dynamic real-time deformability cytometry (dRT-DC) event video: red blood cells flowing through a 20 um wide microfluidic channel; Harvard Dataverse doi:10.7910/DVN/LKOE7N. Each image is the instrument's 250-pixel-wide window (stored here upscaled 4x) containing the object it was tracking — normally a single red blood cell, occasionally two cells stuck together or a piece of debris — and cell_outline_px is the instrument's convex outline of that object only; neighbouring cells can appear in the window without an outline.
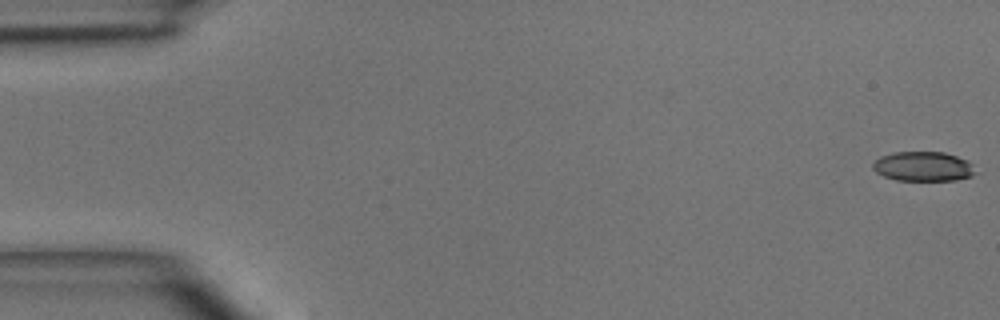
{"species": "common noctule bat (a hibernating species)", "species_latin": "Nyctalus noctula", "temperature_condition": "room temperature", "stored_images_in_passage": 4, "camera_frame_rate_fps": 3000, "um_per_image_px": 0.085, "animal": {"sex": "male", "body_mass_g": 15.6}, "frame": {"image": 1, "passage_image": 1, "time_ms": 0.0, "image_size_px": [1000, 320], "cell_outline_px": [[976, 172], [972, 176], [956, 180], [896, 180], [884, 176], [876, 172], [872, 168], [872, 164], [880, 156], [896, 152], [944, 152], [968, 160], [972, 164]], "centroid_in_image_um": [78.48, 14.14], "position_along_channel_um": 6.5, "area_um2": 17.69}}
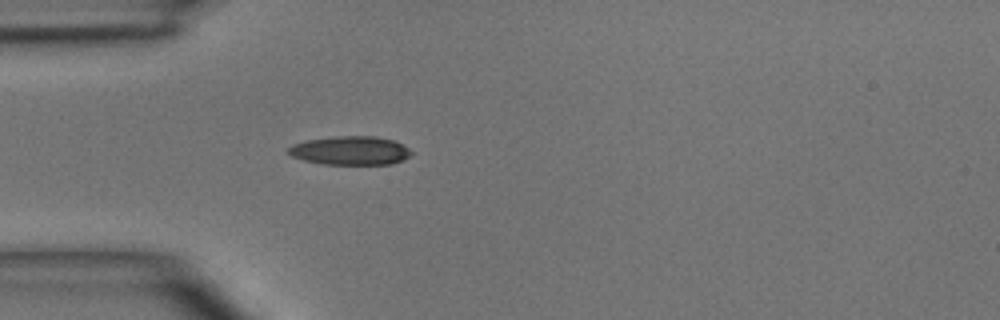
{"frame": {"image": 2, "passage_image": 4, "time_ms": 4.333, "image_size_px": [1000, 320], "cell_outline_px": [[412, 152], [404, 160], [392, 164], [324, 164], [304, 160], [292, 156], [288, 152], [288, 148], [292, 144], [308, 140], [340, 136], [376, 136], [392, 140], [404, 144]], "centroid_in_image_um": [29.8, 12.8], "position_along_channel_um": 55.2, "area_um2": 20.46}}